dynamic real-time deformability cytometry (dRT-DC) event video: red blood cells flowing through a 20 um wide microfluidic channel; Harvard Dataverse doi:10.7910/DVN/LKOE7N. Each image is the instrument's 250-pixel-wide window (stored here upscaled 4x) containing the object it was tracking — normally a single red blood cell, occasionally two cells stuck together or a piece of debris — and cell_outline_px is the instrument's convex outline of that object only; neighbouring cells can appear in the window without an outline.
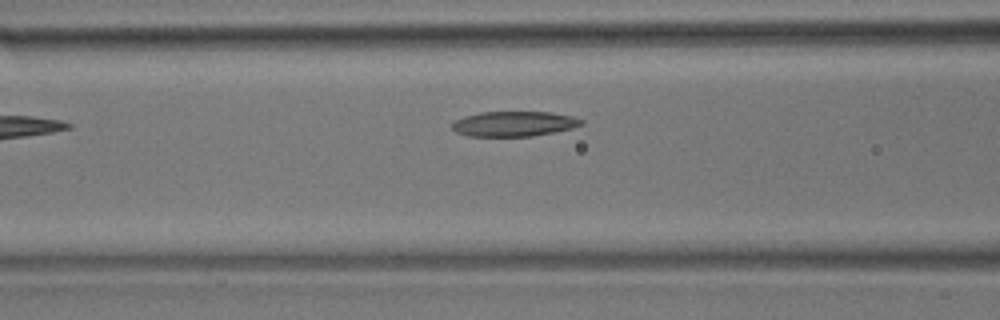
{"species": "common noctule bat (a hibernating species)", "species_latin": "Nyctalus noctula", "temperature_condition": "room temperature", "stored_images_in_passage": 27, "camera_frame_rate_fps": 3000, "um_per_image_px": 0.085, "animal": {"sex": "male", "body_mass_g": 17.9}, "frame": {"image": 1, "passage_image": 7, "time_ms": 2.0, "image_size_px": [1000, 320], "cell_outline_px": [[584, 124], [572, 128], [532, 136], [468, 136], [456, 132], [452, 128], [452, 124], [456, 120], [464, 116], [480, 112], [552, 112], [572, 116], [584, 120]], "centroid_in_image_um": [43.7, 10.52], "position_along_channel_um": 122.9, "area_um2": 18.84}}
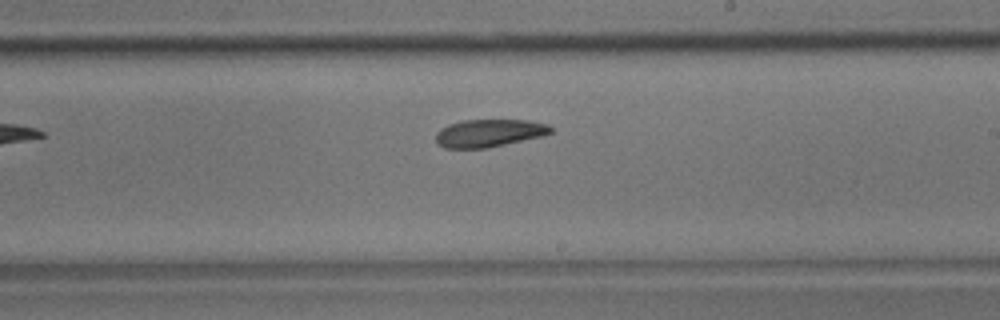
{"frame": {"image": 2, "passage_image": 16, "time_ms": 5.0, "image_size_px": [1000, 320], "cell_outline_px": [[552, 132], [544, 136], [488, 148], [444, 148], [436, 144], [436, 132], [440, 128], [448, 124], [464, 120], [528, 120], [548, 124], [552, 128]], "centroid_in_image_um": [41.57, 11.32], "position_along_channel_um": 247.4, "area_um2": 18.79}}
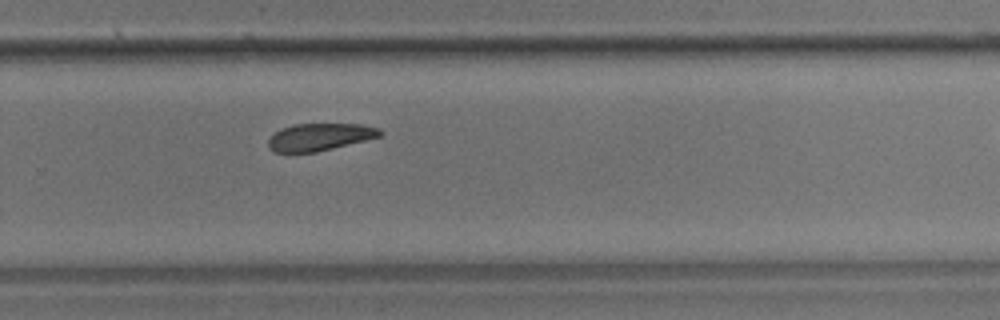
{"frame": {"image": 3, "passage_image": 20, "time_ms": 6.333, "image_size_px": [1000, 320], "cell_outline_px": [[384, 136], [316, 152], [272, 152], [268, 148], [268, 140], [280, 128], [296, 124], [360, 124], [380, 128], [384, 132]], "centroid_in_image_um": [27.22, 11.64], "position_along_channel_um": 302.6, "area_um2": 17.92}}